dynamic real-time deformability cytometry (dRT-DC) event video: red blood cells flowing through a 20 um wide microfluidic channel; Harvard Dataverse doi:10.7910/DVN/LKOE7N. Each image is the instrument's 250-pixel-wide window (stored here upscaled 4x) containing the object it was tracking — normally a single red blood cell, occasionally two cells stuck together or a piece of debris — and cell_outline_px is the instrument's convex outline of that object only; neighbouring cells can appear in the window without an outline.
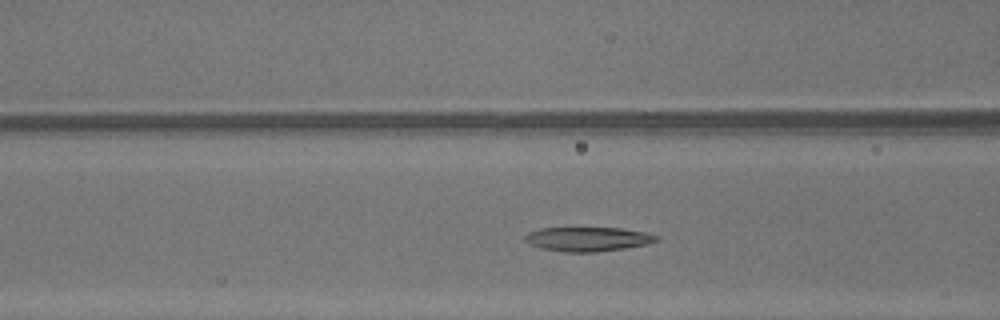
{"species": "common noctule bat (a hibernating species)", "species_latin": "Nyctalus noctula", "temperature_condition": "warm", "stored_images_in_passage": 36, "camera_frame_rate_fps": 3000, "um_per_image_px": 0.085, "animal": {"sex": "male", "body_mass_g": 13.3}, "frame": {"image": 1, "passage_image": 17, "time_ms": 5.333, "image_size_px": [1000, 320], "cell_outline_px": [[660, 240], [648, 244], [624, 248], [596, 252], [564, 252], [540, 248], [528, 244], [524, 240], [524, 236], [528, 232], [540, 228], [620, 228], [644, 232], [660, 236]], "centroid_in_image_um": [49.95, 20.32], "position_along_channel_um": 116.6, "area_um2": 18.73}}
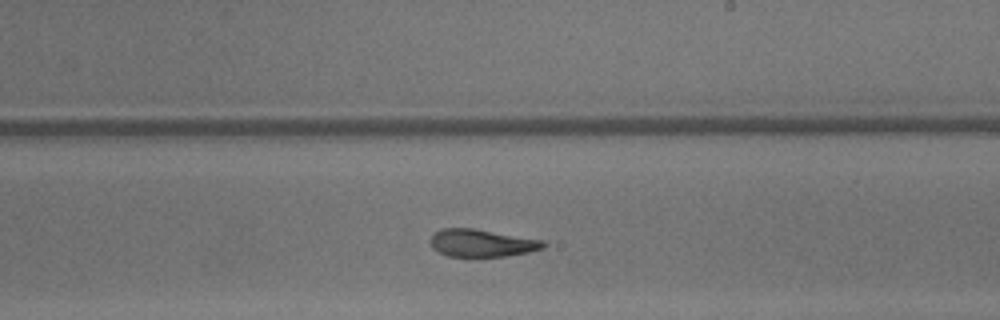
{"frame": {"image": 2, "passage_image": 26, "time_ms": 8.333, "image_size_px": [1000, 320], "cell_outline_px": [[548, 244], [544, 248], [528, 252], [508, 256], [448, 256], [432, 248], [428, 240], [440, 228], [472, 228], [544, 240]], "centroid_in_image_um": [40.96, 20.65], "position_along_channel_um": 248.0, "area_um2": 18.15}}
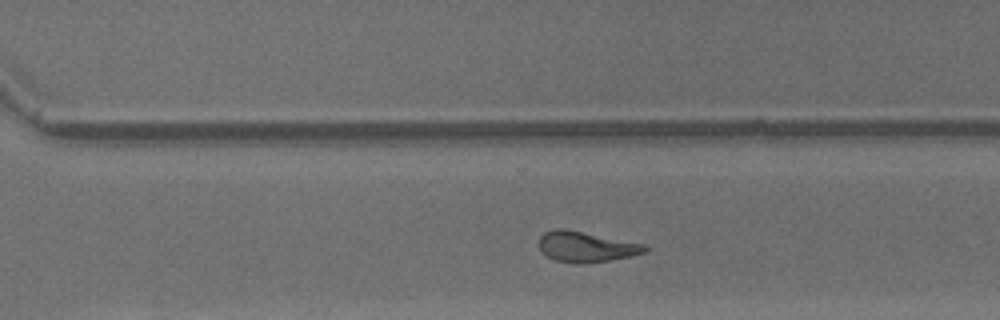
{"frame": {"image": 3, "passage_image": 31, "time_ms": 10.0, "image_size_px": [1000, 320], "cell_outline_px": [[648, 248], [644, 252], [632, 256], [588, 264], [576, 264], [556, 260], [540, 252], [540, 236], [544, 232], [556, 228], [564, 228], [644, 244]], "centroid_in_image_um": [49.79, 20.98], "position_along_channel_um": 320.8, "area_um2": 18.84}, "authors_computed_cell_mechanics": {"area_um2": 19.7387, "velocity_mm_per_s": 4.374, "shape_relaxation_time_tau1_ms": null, "shape_relaxation_time_tau2_ms": 3.6042, "deformation_change_tau1": null, "deformation_change_tau2": 0.1232}}